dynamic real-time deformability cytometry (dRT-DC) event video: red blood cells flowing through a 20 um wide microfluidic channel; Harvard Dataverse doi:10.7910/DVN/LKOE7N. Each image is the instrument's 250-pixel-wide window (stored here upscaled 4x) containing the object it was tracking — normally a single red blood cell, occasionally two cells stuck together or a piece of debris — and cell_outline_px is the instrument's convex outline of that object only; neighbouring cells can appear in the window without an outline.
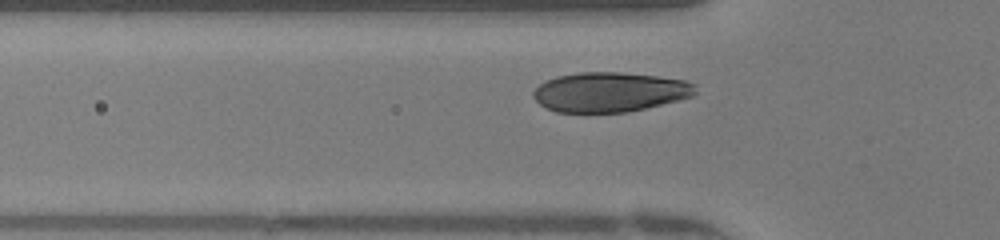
{"species": "human", "species_latin": "Homo sapiens", "temperature_condition": "warm", "stored_images_in_passage": 29, "camera_frame_rate_fps": 3000, "um_per_image_px": 0.085, "donor": {"sex": "female"}, "frame": {"image": 1, "passage_image": 6, "time_ms": 1.667, "image_size_px": [1000, 240], "cell_outline_px": [[696, 92], [692, 96], [628, 112], [556, 112], [540, 104], [532, 96], [532, 92], [544, 80], [556, 76], [580, 72], [620, 72], [656, 76], [688, 80], [696, 84]], "centroid_in_image_um": [51.82, 7.81], "position_along_channel_um": 74.0, "area_um2": 37.45}}
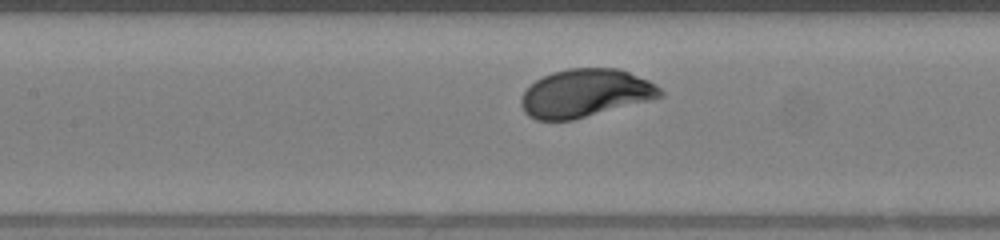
{"frame": {"image": 2, "passage_image": 12, "time_ms": 3.667, "image_size_px": [1000, 240], "cell_outline_px": [[664, 96], [652, 100], [572, 120], [536, 120], [528, 116], [524, 112], [520, 104], [520, 100], [524, 92], [536, 80], [552, 72], [568, 68], [616, 68], [628, 72], [648, 80], [656, 84], [664, 92]], "centroid_in_image_um": [49.76, 7.93], "position_along_channel_um": 157.6, "area_um2": 38.96}}
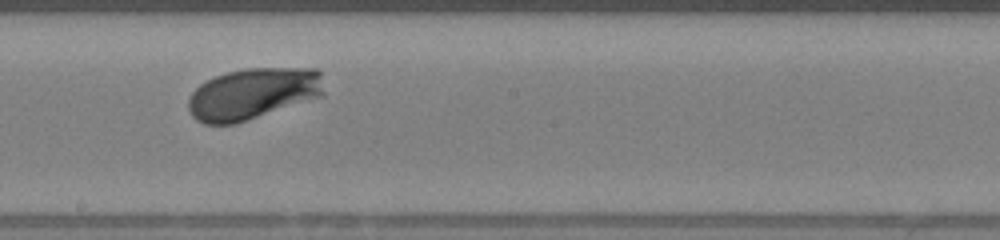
{"frame": {"image": 3, "passage_image": 17, "time_ms": 5.333, "image_size_px": [1000, 240], "cell_outline_px": [[324, 96], [236, 124], [204, 124], [196, 120], [192, 116], [188, 108], [188, 100], [192, 92], [200, 84], [216, 76], [228, 72], [244, 68], [320, 68], [324, 92]], "centroid_in_image_um": [21.53, 7.97], "position_along_channel_um": 226.7, "area_um2": 41.04}, "authors_computed_cell_mechanics": {"area_um2": 39.015, "velocity_mm_per_s": 4.1647, "shape_relaxation_time_tau1_ms": 1.0931, "shape_relaxation_time_tau2_ms": 5.0409, "deformation_change_tau1": 0.1129, "deformation_change_tau2": 0.1512}}